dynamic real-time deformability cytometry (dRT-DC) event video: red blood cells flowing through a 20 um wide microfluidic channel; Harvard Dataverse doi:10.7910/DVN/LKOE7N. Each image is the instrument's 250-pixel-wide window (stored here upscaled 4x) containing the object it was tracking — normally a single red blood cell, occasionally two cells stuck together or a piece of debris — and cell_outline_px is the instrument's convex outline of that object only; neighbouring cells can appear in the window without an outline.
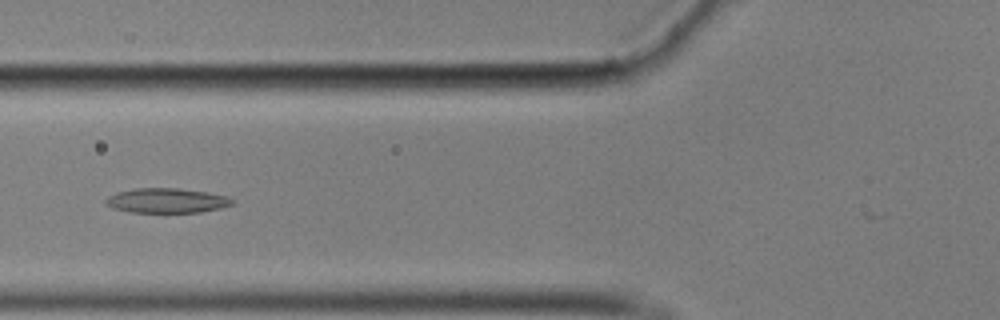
{"species": "common noctule bat (a hibernating species)", "species_latin": "Nyctalus noctula", "temperature_condition": "cold", "stored_images_in_passage": 56, "camera_frame_rate_fps": 3000, "um_per_image_px": 0.085, "animal": {"sex": "male", "body_mass_g": 17.9}, "frame": {"image": 1, "passage_image": 21, "time_ms": 6.667, "image_size_px": [1000, 320], "cell_outline_px": [[236, 204], [220, 208], [200, 212], [128, 212], [112, 208], [104, 204], [104, 200], [108, 196], [116, 192], [136, 188], [176, 188], [208, 192], [228, 196], [236, 200]], "centroid_in_image_um": [14.18, 17.05], "position_along_channel_um": 111.6, "area_um2": 18.5}}
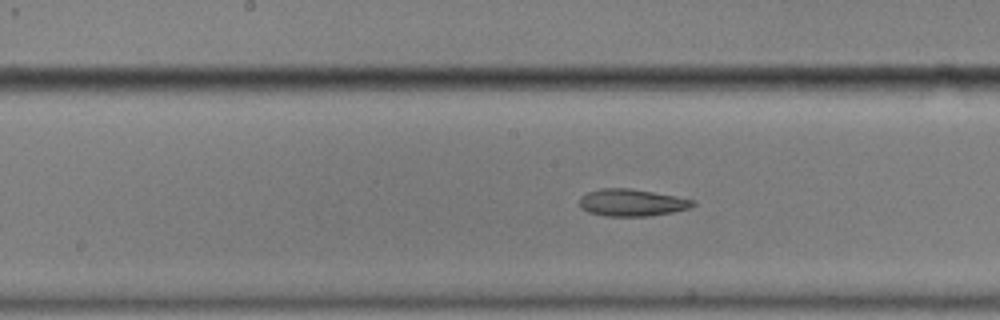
{"frame": {"image": 2, "passage_image": 28, "time_ms": 9.0, "image_size_px": [1000, 320], "cell_outline_px": [[696, 204], [692, 208], [672, 212], [648, 216], [604, 216], [588, 212], [580, 208], [580, 196], [588, 192], [600, 188], [628, 188], [676, 196], [696, 200]], "centroid_in_image_um": [53.72, 17.22], "position_along_channel_um": 194.5, "area_um2": 18.03}}
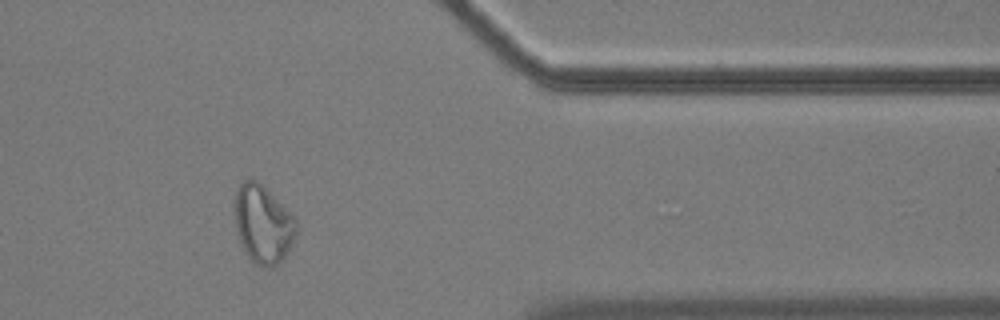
{"frame": {"image": 3, "passage_image": 46, "time_ms": 15.0, "image_size_px": [1000, 320], "cell_outline_px": [[296, 232], [284, 256], [272, 268], [264, 268], [256, 264], [248, 256], [240, 240], [236, 228], [236, 188], [244, 180], [256, 180], [296, 220]], "centroid_in_image_um": [22.33, 19.08], "position_along_channel_um": 389.1, "area_um2": 26.82}, "authors_computed_cell_mechanics": {"area_um2": 18.8428, "velocity_mm_per_s": 3.5382, "shape_relaxation_time_tau1_ms": null, "shape_relaxation_time_tau2_ms": 4.2553, "deformation_change_tau1": null, "deformation_change_tau2": 0.1084}}